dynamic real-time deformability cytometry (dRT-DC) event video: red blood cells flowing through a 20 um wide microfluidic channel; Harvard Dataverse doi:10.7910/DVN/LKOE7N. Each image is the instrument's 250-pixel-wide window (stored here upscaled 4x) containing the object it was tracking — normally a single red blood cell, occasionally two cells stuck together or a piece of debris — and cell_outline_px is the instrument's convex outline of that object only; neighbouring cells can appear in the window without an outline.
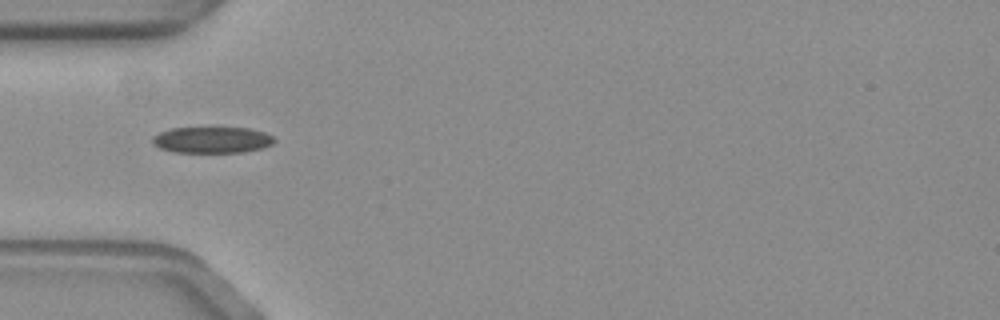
{"species": "common noctule bat (a hibernating species)", "species_latin": "Nyctalus noctula", "temperature_condition": "warm", "stored_images_in_passage": 4, "camera_frame_rate_fps": 3000, "um_per_image_px": 0.085, "animal": {"sex": "female", "body_mass_g": 19.3, "forearm_length_mm": 54.1}, "frame": {"image": 1, "passage_image": 1, "time_ms": 0.0, "image_size_px": [1000, 320], "cell_outline_px": [[276, 140], [272, 144], [264, 148], [244, 152], [172, 152], [160, 148], [152, 144], [152, 136], [160, 132], [172, 128], [208, 124], [248, 128], [264, 132], [272, 136]], "centroid_in_image_um": [18.01, 11.83], "position_along_channel_um": 67.0, "area_um2": 19.77}}
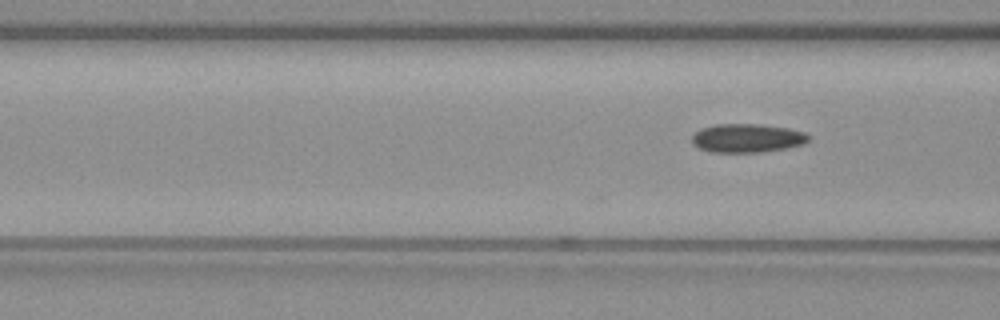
{"frame": {"image": 2, "passage_image": 4, "time_ms": 1.0, "image_size_px": [1000, 320], "cell_outline_px": [[808, 140], [804, 144], [784, 148], [760, 152], [712, 152], [696, 148], [692, 144], [692, 136], [700, 128], [716, 124], [756, 124], [788, 128], [804, 132], [808, 136]], "centroid_in_image_um": [63.45, 11.74], "position_along_channel_um": 103.2, "area_um2": 19.42}}